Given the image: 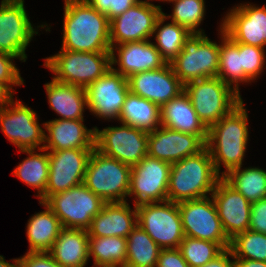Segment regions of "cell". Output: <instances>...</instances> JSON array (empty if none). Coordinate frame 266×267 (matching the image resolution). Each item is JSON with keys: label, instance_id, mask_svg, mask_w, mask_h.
<instances>
[{"label": "cell", "instance_id": "obj_12", "mask_svg": "<svg viewBox=\"0 0 266 267\" xmlns=\"http://www.w3.org/2000/svg\"><path fill=\"white\" fill-rule=\"evenodd\" d=\"M24 0H1L0 52L26 62V49L39 30L31 23ZM35 27V28H34Z\"/></svg>", "mask_w": 266, "mask_h": 267}, {"label": "cell", "instance_id": "obj_11", "mask_svg": "<svg viewBox=\"0 0 266 267\" xmlns=\"http://www.w3.org/2000/svg\"><path fill=\"white\" fill-rule=\"evenodd\" d=\"M38 119L36 111L18 99L0 109L1 131L19 151L44 148L45 123L42 128Z\"/></svg>", "mask_w": 266, "mask_h": 267}, {"label": "cell", "instance_id": "obj_19", "mask_svg": "<svg viewBox=\"0 0 266 267\" xmlns=\"http://www.w3.org/2000/svg\"><path fill=\"white\" fill-rule=\"evenodd\" d=\"M211 197L228 239L249 230L251 203L223 178H221Z\"/></svg>", "mask_w": 266, "mask_h": 267}, {"label": "cell", "instance_id": "obj_13", "mask_svg": "<svg viewBox=\"0 0 266 267\" xmlns=\"http://www.w3.org/2000/svg\"><path fill=\"white\" fill-rule=\"evenodd\" d=\"M185 236L218 243L229 249L230 240L225 234L212 197L178 203Z\"/></svg>", "mask_w": 266, "mask_h": 267}, {"label": "cell", "instance_id": "obj_50", "mask_svg": "<svg viewBox=\"0 0 266 267\" xmlns=\"http://www.w3.org/2000/svg\"><path fill=\"white\" fill-rule=\"evenodd\" d=\"M156 1L171 2V1H175V0H156Z\"/></svg>", "mask_w": 266, "mask_h": 267}, {"label": "cell", "instance_id": "obj_46", "mask_svg": "<svg viewBox=\"0 0 266 267\" xmlns=\"http://www.w3.org/2000/svg\"><path fill=\"white\" fill-rule=\"evenodd\" d=\"M14 91L15 89L11 88L6 82L0 81V109L13 100Z\"/></svg>", "mask_w": 266, "mask_h": 267}, {"label": "cell", "instance_id": "obj_48", "mask_svg": "<svg viewBox=\"0 0 266 267\" xmlns=\"http://www.w3.org/2000/svg\"><path fill=\"white\" fill-rule=\"evenodd\" d=\"M235 267H266L265 261H255L241 258H234Z\"/></svg>", "mask_w": 266, "mask_h": 267}, {"label": "cell", "instance_id": "obj_5", "mask_svg": "<svg viewBox=\"0 0 266 267\" xmlns=\"http://www.w3.org/2000/svg\"><path fill=\"white\" fill-rule=\"evenodd\" d=\"M184 91L207 129L243 101L240 94L218 77L188 82Z\"/></svg>", "mask_w": 266, "mask_h": 267}, {"label": "cell", "instance_id": "obj_49", "mask_svg": "<svg viewBox=\"0 0 266 267\" xmlns=\"http://www.w3.org/2000/svg\"><path fill=\"white\" fill-rule=\"evenodd\" d=\"M18 266V258H14L12 263L5 261V257L0 255V267H17Z\"/></svg>", "mask_w": 266, "mask_h": 267}, {"label": "cell", "instance_id": "obj_22", "mask_svg": "<svg viewBox=\"0 0 266 267\" xmlns=\"http://www.w3.org/2000/svg\"><path fill=\"white\" fill-rule=\"evenodd\" d=\"M206 143L198 136L159 126L148 132V156L173 164L198 154Z\"/></svg>", "mask_w": 266, "mask_h": 267}, {"label": "cell", "instance_id": "obj_10", "mask_svg": "<svg viewBox=\"0 0 266 267\" xmlns=\"http://www.w3.org/2000/svg\"><path fill=\"white\" fill-rule=\"evenodd\" d=\"M137 224L161 249L179 248L185 235L178 203L164 201L136 205Z\"/></svg>", "mask_w": 266, "mask_h": 267}, {"label": "cell", "instance_id": "obj_32", "mask_svg": "<svg viewBox=\"0 0 266 267\" xmlns=\"http://www.w3.org/2000/svg\"><path fill=\"white\" fill-rule=\"evenodd\" d=\"M89 258L92 267H125L127 261V238L118 236L89 237Z\"/></svg>", "mask_w": 266, "mask_h": 267}, {"label": "cell", "instance_id": "obj_16", "mask_svg": "<svg viewBox=\"0 0 266 267\" xmlns=\"http://www.w3.org/2000/svg\"><path fill=\"white\" fill-rule=\"evenodd\" d=\"M87 109L102 120H119L125 98L129 93L128 80L111 68L86 89Z\"/></svg>", "mask_w": 266, "mask_h": 267}, {"label": "cell", "instance_id": "obj_20", "mask_svg": "<svg viewBox=\"0 0 266 267\" xmlns=\"http://www.w3.org/2000/svg\"><path fill=\"white\" fill-rule=\"evenodd\" d=\"M127 80L131 93L145 98L159 107L184 91V85L175 75L169 63L156 70L132 74Z\"/></svg>", "mask_w": 266, "mask_h": 267}, {"label": "cell", "instance_id": "obj_44", "mask_svg": "<svg viewBox=\"0 0 266 267\" xmlns=\"http://www.w3.org/2000/svg\"><path fill=\"white\" fill-rule=\"evenodd\" d=\"M202 267H235V260L232 252L229 249H226L214 260L206 263Z\"/></svg>", "mask_w": 266, "mask_h": 267}, {"label": "cell", "instance_id": "obj_25", "mask_svg": "<svg viewBox=\"0 0 266 267\" xmlns=\"http://www.w3.org/2000/svg\"><path fill=\"white\" fill-rule=\"evenodd\" d=\"M160 122L163 127L198 135L207 142L208 129L198 118L185 91L160 107Z\"/></svg>", "mask_w": 266, "mask_h": 267}, {"label": "cell", "instance_id": "obj_47", "mask_svg": "<svg viewBox=\"0 0 266 267\" xmlns=\"http://www.w3.org/2000/svg\"><path fill=\"white\" fill-rule=\"evenodd\" d=\"M93 8L108 17L110 21L111 0H86Z\"/></svg>", "mask_w": 266, "mask_h": 267}, {"label": "cell", "instance_id": "obj_40", "mask_svg": "<svg viewBox=\"0 0 266 267\" xmlns=\"http://www.w3.org/2000/svg\"><path fill=\"white\" fill-rule=\"evenodd\" d=\"M17 57L8 53L0 52V81L6 82L12 86H22L24 79L20 75V70L14 64L13 60Z\"/></svg>", "mask_w": 266, "mask_h": 267}, {"label": "cell", "instance_id": "obj_29", "mask_svg": "<svg viewBox=\"0 0 266 267\" xmlns=\"http://www.w3.org/2000/svg\"><path fill=\"white\" fill-rule=\"evenodd\" d=\"M219 69L218 78L240 94V84L251 83L252 80L241 67V43L232 41L220 27Z\"/></svg>", "mask_w": 266, "mask_h": 267}, {"label": "cell", "instance_id": "obj_45", "mask_svg": "<svg viewBox=\"0 0 266 267\" xmlns=\"http://www.w3.org/2000/svg\"><path fill=\"white\" fill-rule=\"evenodd\" d=\"M140 0H111L110 6V20L121 15L129 8L133 7Z\"/></svg>", "mask_w": 266, "mask_h": 267}, {"label": "cell", "instance_id": "obj_17", "mask_svg": "<svg viewBox=\"0 0 266 267\" xmlns=\"http://www.w3.org/2000/svg\"><path fill=\"white\" fill-rule=\"evenodd\" d=\"M140 0L121 15L110 20L111 46L126 42L150 40L155 24L163 13L160 5Z\"/></svg>", "mask_w": 266, "mask_h": 267}, {"label": "cell", "instance_id": "obj_38", "mask_svg": "<svg viewBox=\"0 0 266 267\" xmlns=\"http://www.w3.org/2000/svg\"><path fill=\"white\" fill-rule=\"evenodd\" d=\"M179 250L190 267H202L224 251L218 243L188 236L181 241Z\"/></svg>", "mask_w": 266, "mask_h": 267}, {"label": "cell", "instance_id": "obj_9", "mask_svg": "<svg viewBox=\"0 0 266 267\" xmlns=\"http://www.w3.org/2000/svg\"><path fill=\"white\" fill-rule=\"evenodd\" d=\"M121 124L101 130L95 126V149L132 167L148 155V132Z\"/></svg>", "mask_w": 266, "mask_h": 267}, {"label": "cell", "instance_id": "obj_37", "mask_svg": "<svg viewBox=\"0 0 266 267\" xmlns=\"http://www.w3.org/2000/svg\"><path fill=\"white\" fill-rule=\"evenodd\" d=\"M234 258L266 262V234L246 230L230 240Z\"/></svg>", "mask_w": 266, "mask_h": 267}, {"label": "cell", "instance_id": "obj_23", "mask_svg": "<svg viewBox=\"0 0 266 267\" xmlns=\"http://www.w3.org/2000/svg\"><path fill=\"white\" fill-rule=\"evenodd\" d=\"M44 123L47 151L95 148V127L87 129L84 120L55 118Z\"/></svg>", "mask_w": 266, "mask_h": 267}, {"label": "cell", "instance_id": "obj_33", "mask_svg": "<svg viewBox=\"0 0 266 267\" xmlns=\"http://www.w3.org/2000/svg\"><path fill=\"white\" fill-rule=\"evenodd\" d=\"M243 166L232 169L222 178L250 203L266 198V170Z\"/></svg>", "mask_w": 266, "mask_h": 267}, {"label": "cell", "instance_id": "obj_27", "mask_svg": "<svg viewBox=\"0 0 266 267\" xmlns=\"http://www.w3.org/2000/svg\"><path fill=\"white\" fill-rule=\"evenodd\" d=\"M88 245L87 230L63 227L48 253L62 267H85L90 260Z\"/></svg>", "mask_w": 266, "mask_h": 267}, {"label": "cell", "instance_id": "obj_24", "mask_svg": "<svg viewBox=\"0 0 266 267\" xmlns=\"http://www.w3.org/2000/svg\"><path fill=\"white\" fill-rule=\"evenodd\" d=\"M137 225V209L125 202L105 203L101 212L92 219L87 230L89 237L118 236L127 238Z\"/></svg>", "mask_w": 266, "mask_h": 267}, {"label": "cell", "instance_id": "obj_1", "mask_svg": "<svg viewBox=\"0 0 266 267\" xmlns=\"http://www.w3.org/2000/svg\"><path fill=\"white\" fill-rule=\"evenodd\" d=\"M63 50L110 52V21L86 0H64Z\"/></svg>", "mask_w": 266, "mask_h": 267}, {"label": "cell", "instance_id": "obj_42", "mask_svg": "<svg viewBox=\"0 0 266 267\" xmlns=\"http://www.w3.org/2000/svg\"><path fill=\"white\" fill-rule=\"evenodd\" d=\"M249 230L266 234V198L251 203Z\"/></svg>", "mask_w": 266, "mask_h": 267}, {"label": "cell", "instance_id": "obj_14", "mask_svg": "<svg viewBox=\"0 0 266 267\" xmlns=\"http://www.w3.org/2000/svg\"><path fill=\"white\" fill-rule=\"evenodd\" d=\"M170 172V163L145 156L131 167L128 198H135V206L167 201Z\"/></svg>", "mask_w": 266, "mask_h": 267}, {"label": "cell", "instance_id": "obj_18", "mask_svg": "<svg viewBox=\"0 0 266 267\" xmlns=\"http://www.w3.org/2000/svg\"><path fill=\"white\" fill-rule=\"evenodd\" d=\"M92 151L93 149L48 151L49 175L45 201L55 193L66 191L84 182Z\"/></svg>", "mask_w": 266, "mask_h": 267}, {"label": "cell", "instance_id": "obj_30", "mask_svg": "<svg viewBox=\"0 0 266 267\" xmlns=\"http://www.w3.org/2000/svg\"><path fill=\"white\" fill-rule=\"evenodd\" d=\"M22 150L28 157L14 169L12 175L18 177L23 183L37 190L35 197L45 202V190L49 175V155L46 149ZM41 151V153H40Z\"/></svg>", "mask_w": 266, "mask_h": 267}, {"label": "cell", "instance_id": "obj_28", "mask_svg": "<svg viewBox=\"0 0 266 267\" xmlns=\"http://www.w3.org/2000/svg\"><path fill=\"white\" fill-rule=\"evenodd\" d=\"M39 204L45 207V210L35 213L27 222V252H48L63 228L51 208L43 201H39Z\"/></svg>", "mask_w": 266, "mask_h": 267}, {"label": "cell", "instance_id": "obj_34", "mask_svg": "<svg viewBox=\"0 0 266 267\" xmlns=\"http://www.w3.org/2000/svg\"><path fill=\"white\" fill-rule=\"evenodd\" d=\"M160 250L158 244L137 224L127 237L125 267H156Z\"/></svg>", "mask_w": 266, "mask_h": 267}, {"label": "cell", "instance_id": "obj_4", "mask_svg": "<svg viewBox=\"0 0 266 267\" xmlns=\"http://www.w3.org/2000/svg\"><path fill=\"white\" fill-rule=\"evenodd\" d=\"M110 52H79L61 49L44 58L43 66L54 80L86 89L110 68Z\"/></svg>", "mask_w": 266, "mask_h": 267}, {"label": "cell", "instance_id": "obj_35", "mask_svg": "<svg viewBox=\"0 0 266 267\" xmlns=\"http://www.w3.org/2000/svg\"><path fill=\"white\" fill-rule=\"evenodd\" d=\"M168 20L164 14L158 18L152 37L156 42L153 44L161 56L170 63L183 49L184 41L191 35L185 28L175 22L164 23Z\"/></svg>", "mask_w": 266, "mask_h": 267}, {"label": "cell", "instance_id": "obj_41", "mask_svg": "<svg viewBox=\"0 0 266 267\" xmlns=\"http://www.w3.org/2000/svg\"><path fill=\"white\" fill-rule=\"evenodd\" d=\"M20 267H62L48 252H27L18 258Z\"/></svg>", "mask_w": 266, "mask_h": 267}, {"label": "cell", "instance_id": "obj_36", "mask_svg": "<svg viewBox=\"0 0 266 267\" xmlns=\"http://www.w3.org/2000/svg\"><path fill=\"white\" fill-rule=\"evenodd\" d=\"M169 3L174 6L172 14L166 15L163 12L167 19H171L191 34L205 33L203 29L198 28L206 15L205 0H175Z\"/></svg>", "mask_w": 266, "mask_h": 267}, {"label": "cell", "instance_id": "obj_15", "mask_svg": "<svg viewBox=\"0 0 266 267\" xmlns=\"http://www.w3.org/2000/svg\"><path fill=\"white\" fill-rule=\"evenodd\" d=\"M224 15L219 25L234 42L261 47L266 46V6L240 3Z\"/></svg>", "mask_w": 266, "mask_h": 267}, {"label": "cell", "instance_id": "obj_26", "mask_svg": "<svg viewBox=\"0 0 266 267\" xmlns=\"http://www.w3.org/2000/svg\"><path fill=\"white\" fill-rule=\"evenodd\" d=\"M44 87L49 107L58 114V119L84 120V112L88 108L84 88L61 83L53 78Z\"/></svg>", "mask_w": 266, "mask_h": 267}, {"label": "cell", "instance_id": "obj_2", "mask_svg": "<svg viewBox=\"0 0 266 267\" xmlns=\"http://www.w3.org/2000/svg\"><path fill=\"white\" fill-rule=\"evenodd\" d=\"M248 128V111L242 101L208 129L206 147L221 177L243 165L249 140ZM222 165L226 170L221 172Z\"/></svg>", "mask_w": 266, "mask_h": 267}, {"label": "cell", "instance_id": "obj_43", "mask_svg": "<svg viewBox=\"0 0 266 267\" xmlns=\"http://www.w3.org/2000/svg\"><path fill=\"white\" fill-rule=\"evenodd\" d=\"M156 267H190L179 248L161 249Z\"/></svg>", "mask_w": 266, "mask_h": 267}, {"label": "cell", "instance_id": "obj_6", "mask_svg": "<svg viewBox=\"0 0 266 267\" xmlns=\"http://www.w3.org/2000/svg\"><path fill=\"white\" fill-rule=\"evenodd\" d=\"M131 167L100 153L89 157L83 184L105 203L125 202L130 190Z\"/></svg>", "mask_w": 266, "mask_h": 267}, {"label": "cell", "instance_id": "obj_7", "mask_svg": "<svg viewBox=\"0 0 266 267\" xmlns=\"http://www.w3.org/2000/svg\"><path fill=\"white\" fill-rule=\"evenodd\" d=\"M219 44L205 33L191 34L185 41L182 51L169 63L180 82L217 77L219 69Z\"/></svg>", "mask_w": 266, "mask_h": 267}, {"label": "cell", "instance_id": "obj_8", "mask_svg": "<svg viewBox=\"0 0 266 267\" xmlns=\"http://www.w3.org/2000/svg\"><path fill=\"white\" fill-rule=\"evenodd\" d=\"M45 203L58 217L64 228L88 230L94 216L105 202L83 183L51 195Z\"/></svg>", "mask_w": 266, "mask_h": 267}, {"label": "cell", "instance_id": "obj_31", "mask_svg": "<svg viewBox=\"0 0 266 267\" xmlns=\"http://www.w3.org/2000/svg\"><path fill=\"white\" fill-rule=\"evenodd\" d=\"M118 121L150 132L161 126L160 107L129 91Z\"/></svg>", "mask_w": 266, "mask_h": 267}, {"label": "cell", "instance_id": "obj_21", "mask_svg": "<svg viewBox=\"0 0 266 267\" xmlns=\"http://www.w3.org/2000/svg\"><path fill=\"white\" fill-rule=\"evenodd\" d=\"M110 57L111 69L126 79L132 74L156 70L167 64L151 40L111 46Z\"/></svg>", "mask_w": 266, "mask_h": 267}, {"label": "cell", "instance_id": "obj_3", "mask_svg": "<svg viewBox=\"0 0 266 267\" xmlns=\"http://www.w3.org/2000/svg\"><path fill=\"white\" fill-rule=\"evenodd\" d=\"M221 178L205 147L198 154L171 164L167 201L179 203L211 196Z\"/></svg>", "mask_w": 266, "mask_h": 267}, {"label": "cell", "instance_id": "obj_39", "mask_svg": "<svg viewBox=\"0 0 266 267\" xmlns=\"http://www.w3.org/2000/svg\"><path fill=\"white\" fill-rule=\"evenodd\" d=\"M265 49L241 43V67L244 73L254 82L266 68Z\"/></svg>", "mask_w": 266, "mask_h": 267}]
</instances>
